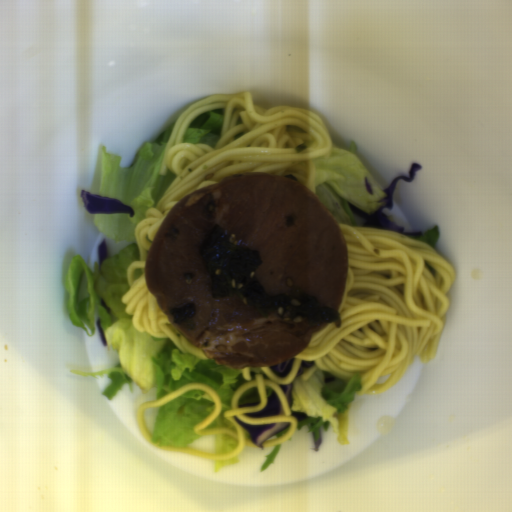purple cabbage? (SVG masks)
Listing matches in <instances>:
<instances>
[{
  "label": "purple cabbage",
  "mask_w": 512,
  "mask_h": 512,
  "mask_svg": "<svg viewBox=\"0 0 512 512\" xmlns=\"http://www.w3.org/2000/svg\"><path fill=\"white\" fill-rule=\"evenodd\" d=\"M80 199L87 212L93 214H128V218L134 217L135 213L130 205H125L117 198L103 197L99 194L81 190Z\"/></svg>",
  "instance_id": "c1f60e8f"
},
{
  "label": "purple cabbage",
  "mask_w": 512,
  "mask_h": 512,
  "mask_svg": "<svg viewBox=\"0 0 512 512\" xmlns=\"http://www.w3.org/2000/svg\"><path fill=\"white\" fill-rule=\"evenodd\" d=\"M233 420L248 433L251 443L261 450L264 449L263 445L267 440L290 427V424L286 422L272 424H245L235 415Z\"/></svg>",
  "instance_id": "ea28d5fd"
},
{
  "label": "purple cabbage",
  "mask_w": 512,
  "mask_h": 512,
  "mask_svg": "<svg viewBox=\"0 0 512 512\" xmlns=\"http://www.w3.org/2000/svg\"><path fill=\"white\" fill-rule=\"evenodd\" d=\"M281 415H285L284 407H283L278 395L273 390L267 398L265 407L262 410H260L259 412L246 414V417L262 418V417L281 416Z\"/></svg>",
  "instance_id": "f65ffa83"
},
{
  "label": "purple cabbage",
  "mask_w": 512,
  "mask_h": 512,
  "mask_svg": "<svg viewBox=\"0 0 512 512\" xmlns=\"http://www.w3.org/2000/svg\"><path fill=\"white\" fill-rule=\"evenodd\" d=\"M294 360L295 359L292 356V357L285 359L281 362L269 365V368L273 371L275 376L282 379L290 373V371L293 367Z\"/></svg>",
  "instance_id": "39781b68"
},
{
  "label": "purple cabbage",
  "mask_w": 512,
  "mask_h": 512,
  "mask_svg": "<svg viewBox=\"0 0 512 512\" xmlns=\"http://www.w3.org/2000/svg\"><path fill=\"white\" fill-rule=\"evenodd\" d=\"M98 251V264L99 270L102 268L103 262L106 258H108L107 244L105 238L100 242L97 246Z\"/></svg>",
  "instance_id": "9ea6ddef"
},
{
  "label": "purple cabbage",
  "mask_w": 512,
  "mask_h": 512,
  "mask_svg": "<svg viewBox=\"0 0 512 512\" xmlns=\"http://www.w3.org/2000/svg\"><path fill=\"white\" fill-rule=\"evenodd\" d=\"M314 366H315V362L313 360L312 361H302L301 360L295 376L300 377L301 375H303L305 372H307L309 369H311Z\"/></svg>",
  "instance_id": "8b30caba"
},
{
  "label": "purple cabbage",
  "mask_w": 512,
  "mask_h": 512,
  "mask_svg": "<svg viewBox=\"0 0 512 512\" xmlns=\"http://www.w3.org/2000/svg\"><path fill=\"white\" fill-rule=\"evenodd\" d=\"M279 387L282 390V392L284 393V395L291 407L292 399H293V395H292L293 383L290 385H279Z\"/></svg>",
  "instance_id": "06f8d472"
},
{
  "label": "purple cabbage",
  "mask_w": 512,
  "mask_h": 512,
  "mask_svg": "<svg viewBox=\"0 0 512 512\" xmlns=\"http://www.w3.org/2000/svg\"><path fill=\"white\" fill-rule=\"evenodd\" d=\"M96 325H97L98 334L100 336V339H101V342H102L103 346H105V347L108 346L107 340H106V337H105V334H104V330H103V327H102V319H101V317L99 319H97Z\"/></svg>",
  "instance_id": "9cd0cae8"
}]
</instances>
